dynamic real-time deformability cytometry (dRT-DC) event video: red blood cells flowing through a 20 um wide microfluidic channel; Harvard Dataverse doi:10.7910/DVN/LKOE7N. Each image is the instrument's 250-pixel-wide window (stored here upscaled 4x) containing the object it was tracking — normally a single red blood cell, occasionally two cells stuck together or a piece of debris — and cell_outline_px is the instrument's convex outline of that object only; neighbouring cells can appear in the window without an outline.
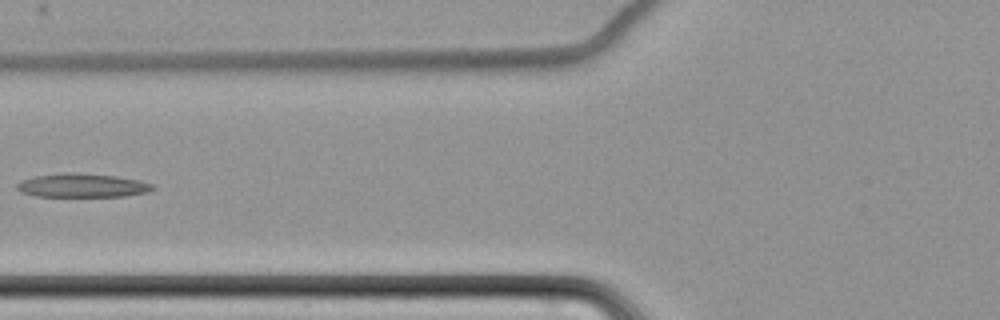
{"species": "common noctule bat (a hibernating species)", "species_latin": "Nyctalus noctula", "temperature_condition": "cold", "stored_images_in_passage": 10, "camera_frame_rate_fps": 3000, "um_per_image_px": 0.085, "animal": {"sex": "female", "body_mass_g": 22.7, "forearm_length_mm": 54.2}, "frame": {"image": 1, "passage_image": 7, "time_ms": 8.0, "image_size_px": [1000, 320], "cell_outline_px": [[156, 188], [148, 192], [124, 196], [36, 196], [20, 192], [16, 188], [16, 184], [20, 180], [36, 176], [64, 172], [76, 172], [116, 176], [140, 180], [152, 184]], "centroid_in_image_um": [6.98, 15.75], "position_along_channel_um": 118.8, "area_um2": 18.9}}
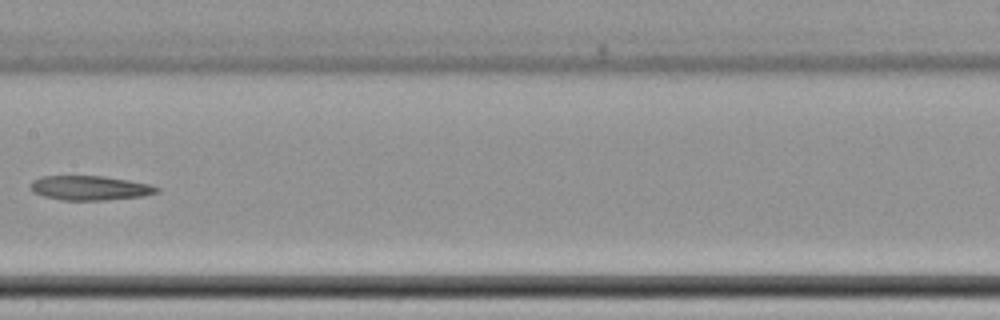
{"frame": {"image": 2, "passage_image": 9, "time_ms": 10.333, "image_size_px": [1000, 320], "cell_outline_px": [[160, 192], [144, 196], [104, 200], [60, 200], [44, 196], [32, 192], [32, 180], [40, 176], [104, 176], [152, 184], [160, 188]], "centroid_in_image_um": [7.68, 15.97], "position_along_channel_um": 199.7, "area_um2": 18.09}}
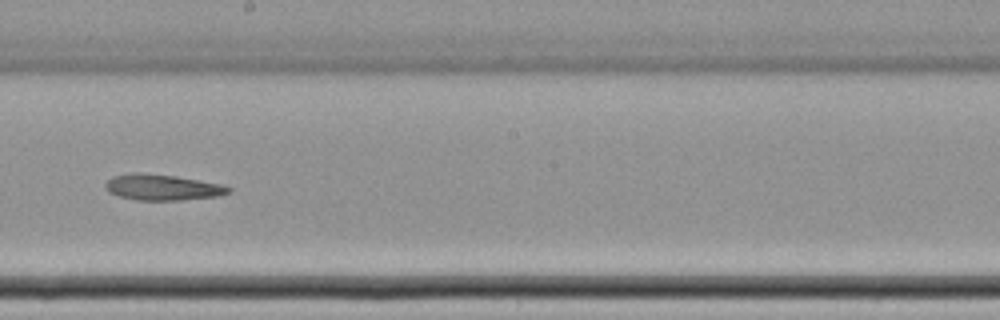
{"frame": {"image": 3, "passage_image": 10, "time_ms": 11.333, "image_size_px": [1000, 320], "cell_outline_px": [[232, 192], [220, 196], [184, 200], [136, 200], [120, 196], [108, 192], [104, 188], [104, 184], [112, 176], [132, 172], [140, 172], [176, 176], [220, 184], [232, 188]], "centroid_in_image_um": [13.8, 15.92], "position_along_channel_um": 234.4, "area_um2": 18.79}}